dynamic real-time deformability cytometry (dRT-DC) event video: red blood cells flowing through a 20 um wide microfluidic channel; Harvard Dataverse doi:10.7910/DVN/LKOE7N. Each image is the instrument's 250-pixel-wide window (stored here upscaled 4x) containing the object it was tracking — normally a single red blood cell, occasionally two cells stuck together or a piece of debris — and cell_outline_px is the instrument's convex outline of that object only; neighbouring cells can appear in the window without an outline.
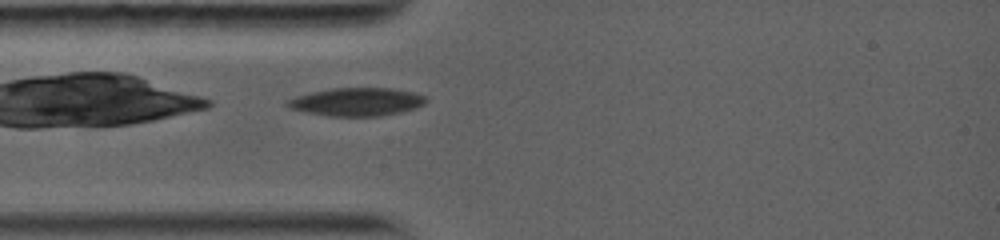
{"species": "common noctule bat (a hibernating species)", "species_latin": "Nyctalus noctula", "temperature_condition": "warm", "stored_images_in_passage": 54, "camera_frame_rate_fps": 5000, "um_per_image_px": 0.085, "animal": {"sex": "female", "body_mass_g": 19.0, "forearm_length_mm": 56.7}, "frame": {"image": 1, "passage_image": 3, "time_ms": 0.4, "image_size_px": [1000, 240], "cell_outline_px": [[428, 100], [424, 104], [416, 108], [400, 112], [380, 116], [328, 116], [304, 112], [288, 108], [284, 104], [284, 100], [296, 96], [312, 92], [332, 88], [392, 88], [412, 92], [424, 96]], "centroid_in_image_um": [30.27, 8.66], "position_along_channel_um": 54.7, "area_um2": 22.89}}
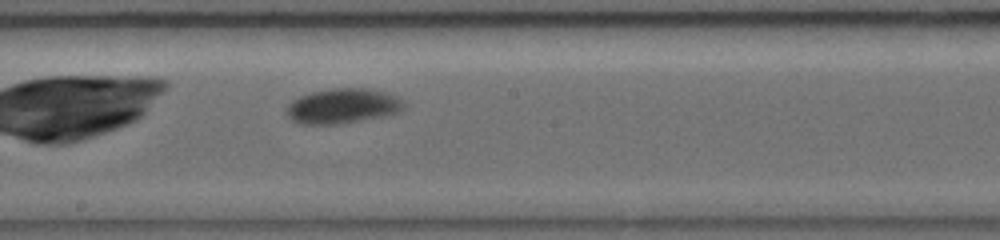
{"frame": {"image": 2, "passage_image": 25, "time_ms": 4.6, "image_size_px": [1000, 240], "cell_outline_px": [[404, 108], [400, 112], [384, 116], [336, 124], [304, 124], [292, 120], [288, 116], [288, 104], [292, 100], [300, 96], [312, 92], [332, 88], [372, 88], [396, 96], [404, 104]], "centroid_in_image_um": [29.14, 9.0], "position_along_channel_um": 219.1, "area_um2": 23.7}}
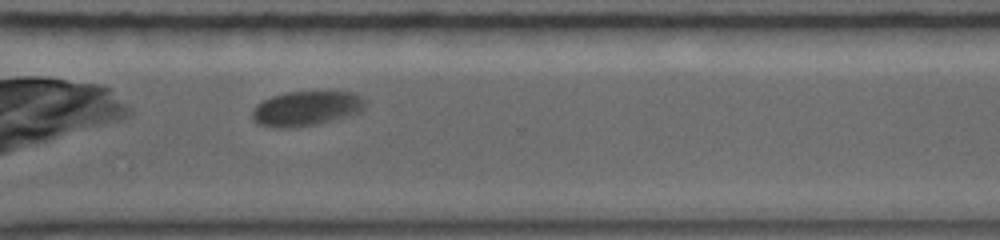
{"frame": {"image": 3, "passage_image": 42, "time_ms": 7.8, "image_size_px": [1000, 240], "cell_outline_px": [[364, 104], [360, 112], [332, 120], [316, 124], [284, 128], [276, 128], [260, 124], [252, 120], [252, 108], [256, 104], [272, 96], [288, 92], [352, 92], [360, 96], [364, 100]], "centroid_in_image_um": [25.98, 9.22], "position_along_channel_um": 344.6, "area_um2": 22.54}, "authors_computed_cell_mechanics": {"area_um2": 23.4668, "velocity_mm_per_s": 3.9256, "shape_relaxation_time_tau1_ms": 4.0146, "shape_relaxation_time_tau2_ms": null, "deformation_change_tau1": 0.1414, "deformation_change_tau2": null}}